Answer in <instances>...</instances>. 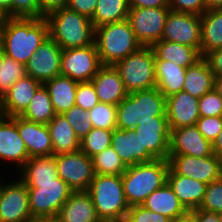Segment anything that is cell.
Here are the masks:
<instances>
[{
  "label": "cell",
  "mask_w": 222,
  "mask_h": 222,
  "mask_svg": "<svg viewBox=\"0 0 222 222\" xmlns=\"http://www.w3.org/2000/svg\"><path fill=\"white\" fill-rule=\"evenodd\" d=\"M199 209L215 213L222 212V178L207 184Z\"/></svg>",
  "instance_id": "60d3db41"
},
{
  "label": "cell",
  "mask_w": 222,
  "mask_h": 222,
  "mask_svg": "<svg viewBox=\"0 0 222 222\" xmlns=\"http://www.w3.org/2000/svg\"><path fill=\"white\" fill-rule=\"evenodd\" d=\"M57 218L59 222H102L87 191L73 192L63 204Z\"/></svg>",
  "instance_id": "cb8c5ba5"
},
{
  "label": "cell",
  "mask_w": 222,
  "mask_h": 222,
  "mask_svg": "<svg viewBox=\"0 0 222 222\" xmlns=\"http://www.w3.org/2000/svg\"><path fill=\"white\" fill-rule=\"evenodd\" d=\"M138 122L134 130L142 143V163L155 159L168 160L170 128L167 116H154Z\"/></svg>",
  "instance_id": "30bf717a"
},
{
  "label": "cell",
  "mask_w": 222,
  "mask_h": 222,
  "mask_svg": "<svg viewBox=\"0 0 222 222\" xmlns=\"http://www.w3.org/2000/svg\"><path fill=\"white\" fill-rule=\"evenodd\" d=\"M165 215L155 213L141 205L131 206L126 213L124 222H170Z\"/></svg>",
  "instance_id": "ee69618b"
},
{
  "label": "cell",
  "mask_w": 222,
  "mask_h": 222,
  "mask_svg": "<svg viewBox=\"0 0 222 222\" xmlns=\"http://www.w3.org/2000/svg\"><path fill=\"white\" fill-rule=\"evenodd\" d=\"M141 206L155 213L165 215L172 221L189 213L180 203L167 182L153 191Z\"/></svg>",
  "instance_id": "d4e9b609"
},
{
  "label": "cell",
  "mask_w": 222,
  "mask_h": 222,
  "mask_svg": "<svg viewBox=\"0 0 222 222\" xmlns=\"http://www.w3.org/2000/svg\"><path fill=\"white\" fill-rule=\"evenodd\" d=\"M118 70L128 94L156 87L155 53L152 47H141L117 62Z\"/></svg>",
  "instance_id": "52a82bcc"
},
{
  "label": "cell",
  "mask_w": 222,
  "mask_h": 222,
  "mask_svg": "<svg viewBox=\"0 0 222 222\" xmlns=\"http://www.w3.org/2000/svg\"><path fill=\"white\" fill-rule=\"evenodd\" d=\"M26 75L25 65L0 51V99L11 86Z\"/></svg>",
  "instance_id": "d590c367"
},
{
  "label": "cell",
  "mask_w": 222,
  "mask_h": 222,
  "mask_svg": "<svg viewBox=\"0 0 222 222\" xmlns=\"http://www.w3.org/2000/svg\"><path fill=\"white\" fill-rule=\"evenodd\" d=\"M167 183L188 212L200 207L206 193V183L177 175L171 168L167 174Z\"/></svg>",
  "instance_id": "603a6c76"
},
{
  "label": "cell",
  "mask_w": 222,
  "mask_h": 222,
  "mask_svg": "<svg viewBox=\"0 0 222 222\" xmlns=\"http://www.w3.org/2000/svg\"><path fill=\"white\" fill-rule=\"evenodd\" d=\"M172 222H195V221H194L193 216L190 213H188L186 216L177 218L173 220Z\"/></svg>",
  "instance_id": "94428289"
},
{
  "label": "cell",
  "mask_w": 222,
  "mask_h": 222,
  "mask_svg": "<svg viewBox=\"0 0 222 222\" xmlns=\"http://www.w3.org/2000/svg\"><path fill=\"white\" fill-rule=\"evenodd\" d=\"M78 83L64 75H58L44 83L56 114H64L75 105Z\"/></svg>",
  "instance_id": "4316f807"
},
{
  "label": "cell",
  "mask_w": 222,
  "mask_h": 222,
  "mask_svg": "<svg viewBox=\"0 0 222 222\" xmlns=\"http://www.w3.org/2000/svg\"><path fill=\"white\" fill-rule=\"evenodd\" d=\"M185 67L166 60H155L156 88L167 98L182 91Z\"/></svg>",
  "instance_id": "83f0119b"
},
{
  "label": "cell",
  "mask_w": 222,
  "mask_h": 222,
  "mask_svg": "<svg viewBox=\"0 0 222 222\" xmlns=\"http://www.w3.org/2000/svg\"><path fill=\"white\" fill-rule=\"evenodd\" d=\"M199 99L180 91L166 98V116L169 128L194 126L200 118Z\"/></svg>",
  "instance_id": "d6986e66"
},
{
  "label": "cell",
  "mask_w": 222,
  "mask_h": 222,
  "mask_svg": "<svg viewBox=\"0 0 222 222\" xmlns=\"http://www.w3.org/2000/svg\"><path fill=\"white\" fill-rule=\"evenodd\" d=\"M213 154L212 143L203 137L195 125L170 130L168 156L189 155L201 158Z\"/></svg>",
  "instance_id": "ac0fdd59"
},
{
  "label": "cell",
  "mask_w": 222,
  "mask_h": 222,
  "mask_svg": "<svg viewBox=\"0 0 222 222\" xmlns=\"http://www.w3.org/2000/svg\"><path fill=\"white\" fill-rule=\"evenodd\" d=\"M63 49L49 36L25 64L26 75L44 84L61 75V54Z\"/></svg>",
  "instance_id": "e0dca14e"
},
{
  "label": "cell",
  "mask_w": 222,
  "mask_h": 222,
  "mask_svg": "<svg viewBox=\"0 0 222 222\" xmlns=\"http://www.w3.org/2000/svg\"><path fill=\"white\" fill-rule=\"evenodd\" d=\"M28 222H59L57 216L51 217H34L30 219Z\"/></svg>",
  "instance_id": "9f6ffc18"
},
{
  "label": "cell",
  "mask_w": 222,
  "mask_h": 222,
  "mask_svg": "<svg viewBox=\"0 0 222 222\" xmlns=\"http://www.w3.org/2000/svg\"><path fill=\"white\" fill-rule=\"evenodd\" d=\"M206 10L222 8V0H205Z\"/></svg>",
  "instance_id": "11a10c76"
},
{
  "label": "cell",
  "mask_w": 222,
  "mask_h": 222,
  "mask_svg": "<svg viewBox=\"0 0 222 222\" xmlns=\"http://www.w3.org/2000/svg\"><path fill=\"white\" fill-rule=\"evenodd\" d=\"M7 18H8V16H7L6 12L2 8H0V34H1L2 30L4 29V25H5Z\"/></svg>",
  "instance_id": "91938a15"
},
{
  "label": "cell",
  "mask_w": 222,
  "mask_h": 222,
  "mask_svg": "<svg viewBox=\"0 0 222 222\" xmlns=\"http://www.w3.org/2000/svg\"><path fill=\"white\" fill-rule=\"evenodd\" d=\"M69 0H39L40 18L46 17L51 12L67 8Z\"/></svg>",
  "instance_id": "f907efd6"
},
{
  "label": "cell",
  "mask_w": 222,
  "mask_h": 222,
  "mask_svg": "<svg viewBox=\"0 0 222 222\" xmlns=\"http://www.w3.org/2000/svg\"><path fill=\"white\" fill-rule=\"evenodd\" d=\"M15 175L23 182L54 181L58 177L55 155L31 157Z\"/></svg>",
  "instance_id": "d6a6232c"
},
{
  "label": "cell",
  "mask_w": 222,
  "mask_h": 222,
  "mask_svg": "<svg viewBox=\"0 0 222 222\" xmlns=\"http://www.w3.org/2000/svg\"><path fill=\"white\" fill-rule=\"evenodd\" d=\"M90 82L102 103L117 106L128 95L120 74L113 65H102Z\"/></svg>",
  "instance_id": "7402d4cb"
},
{
  "label": "cell",
  "mask_w": 222,
  "mask_h": 222,
  "mask_svg": "<svg viewBox=\"0 0 222 222\" xmlns=\"http://www.w3.org/2000/svg\"><path fill=\"white\" fill-rule=\"evenodd\" d=\"M57 174L73 192L88 191L95 172L93 160L81 150L55 155Z\"/></svg>",
  "instance_id": "4fadbf2b"
},
{
  "label": "cell",
  "mask_w": 222,
  "mask_h": 222,
  "mask_svg": "<svg viewBox=\"0 0 222 222\" xmlns=\"http://www.w3.org/2000/svg\"><path fill=\"white\" fill-rule=\"evenodd\" d=\"M55 115L48 90L42 84L20 116L28 121L48 124Z\"/></svg>",
  "instance_id": "e575fe53"
},
{
  "label": "cell",
  "mask_w": 222,
  "mask_h": 222,
  "mask_svg": "<svg viewBox=\"0 0 222 222\" xmlns=\"http://www.w3.org/2000/svg\"><path fill=\"white\" fill-rule=\"evenodd\" d=\"M1 172H0V190H1V187H2V176H1Z\"/></svg>",
  "instance_id": "be15d7a7"
},
{
  "label": "cell",
  "mask_w": 222,
  "mask_h": 222,
  "mask_svg": "<svg viewBox=\"0 0 222 222\" xmlns=\"http://www.w3.org/2000/svg\"><path fill=\"white\" fill-rule=\"evenodd\" d=\"M69 121L76 136L81 141L91 130L92 124L88 111L83 110L81 107L74 105L64 113Z\"/></svg>",
  "instance_id": "ab89813d"
},
{
  "label": "cell",
  "mask_w": 222,
  "mask_h": 222,
  "mask_svg": "<svg viewBox=\"0 0 222 222\" xmlns=\"http://www.w3.org/2000/svg\"><path fill=\"white\" fill-rule=\"evenodd\" d=\"M195 126L206 140L213 143L221 131L222 116L200 117Z\"/></svg>",
  "instance_id": "bcb514c9"
},
{
  "label": "cell",
  "mask_w": 222,
  "mask_h": 222,
  "mask_svg": "<svg viewBox=\"0 0 222 222\" xmlns=\"http://www.w3.org/2000/svg\"><path fill=\"white\" fill-rule=\"evenodd\" d=\"M49 36L64 50L94 43L95 28L91 19L68 8L55 10L46 17Z\"/></svg>",
  "instance_id": "7a4b0ae2"
},
{
  "label": "cell",
  "mask_w": 222,
  "mask_h": 222,
  "mask_svg": "<svg viewBox=\"0 0 222 222\" xmlns=\"http://www.w3.org/2000/svg\"><path fill=\"white\" fill-rule=\"evenodd\" d=\"M94 42L102 65L114 66L142 47L127 19L96 27Z\"/></svg>",
  "instance_id": "5b68a950"
},
{
  "label": "cell",
  "mask_w": 222,
  "mask_h": 222,
  "mask_svg": "<svg viewBox=\"0 0 222 222\" xmlns=\"http://www.w3.org/2000/svg\"><path fill=\"white\" fill-rule=\"evenodd\" d=\"M0 8H2L8 17H11V0H0Z\"/></svg>",
  "instance_id": "6f0895ef"
},
{
  "label": "cell",
  "mask_w": 222,
  "mask_h": 222,
  "mask_svg": "<svg viewBox=\"0 0 222 222\" xmlns=\"http://www.w3.org/2000/svg\"><path fill=\"white\" fill-rule=\"evenodd\" d=\"M152 49L155 53V60L172 61L185 68L194 65L202 58L195 48L166 40L155 43Z\"/></svg>",
  "instance_id": "1f68e13d"
},
{
  "label": "cell",
  "mask_w": 222,
  "mask_h": 222,
  "mask_svg": "<svg viewBox=\"0 0 222 222\" xmlns=\"http://www.w3.org/2000/svg\"><path fill=\"white\" fill-rule=\"evenodd\" d=\"M200 117L222 116V96L214 89L199 98Z\"/></svg>",
  "instance_id": "b9f144b4"
},
{
  "label": "cell",
  "mask_w": 222,
  "mask_h": 222,
  "mask_svg": "<svg viewBox=\"0 0 222 222\" xmlns=\"http://www.w3.org/2000/svg\"><path fill=\"white\" fill-rule=\"evenodd\" d=\"M170 165L165 159L127 166L122 175L124 194L129 206L142 205L145 199L167 182Z\"/></svg>",
  "instance_id": "3957f363"
},
{
  "label": "cell",
  "mask_w": 222,
  "mask_h": 222,
  "mask_svg": "<svg viewBox=\"0 0 222 222\" xmlns=\"http://www.w3.org/2000/svg\"><path fill=\"white\" fill-rule=\"evenodd\" d=\"M28 186L32 218L57 216L73 190L60 178L46 182H24Z\"/></svg>",
  "instance_id": "ba28073f"
},
{
  "label": "cell",
  "mask_w": 222,
  "mask_h": 222,
  "mask_svg": "<svg viewBox=\"0 0 222 222\" xmlns=\"http://www.w3.org/2000/svg\"><path fill=\"white\" fill-rule=\"evenodd\" d=\"M161 40L190 46L200 53V15L170 11L166 19Z\"/></svg>",
  "instance_id": "2e32d148"
},
{
  "label": "cell",
  "mask_w": 222,
  "mask_h": 222,
  "mask_svg": "<svg viewBox=\"0 0 222 222\" xmlns=\"http://www.w3.org/2000/svg\"><path fill=\"white\" fill-rule=\"evenodd\" d=\"M214 90L222 96V77H215Z\"/></svg>",
  "instance_id": "680465c9"
},
{
  "label": "cell",
  "mask_w": 222,
  "mask_h": 222,
  "mask_svg": "<svg viewBox=\"0 0 222 222\" xmlns=\"http://www.w3.org/2000/svg\"><path fill=\"white\" fill-rule=\"evenodd\" d=\"M218 220H219V222H222V212L218 213Z\"/></svg>",
  "instance_id": "6125c7cd"
},
{
  "label": "cell",
  "mask_w": 222,
  "mask_h": 222,
  "mask_svg": "<svg viewBox=\"0 0 222 222\" xmlns=\"http://www.w3.org/2000/svg\"><path fill=\"white\" fill-rule=\"evenodd\" d=\"M99 102V98L91 82L78 83L75 95L76 106L81 107L85 111H89Z\"/></svg>",
  "instance_id": "7bdbcfd3"
},
{
  "label": "cell",
  "mask_w": 222,
  "mask_h": 222,
  "mask_svg": "<svg viewBox=\"0 0 222 222\" xmlns=\"http://www.w3.org/2000/svg\"><path fill=\"white\" fill-rule=\"evenodd\" d=\"M111 147L126 166L142 163V143L134 129H114Z\"/></svg>",
  "instance_id": "f1b7e54d"
},
{
  "label": "cell",
  "mask_w": 222,
  "mask_h": 222,
  "mask_svg": "<svg viewBox=\"0 0 222 222\" xmlns=\"http://www.w3.org/2000/svg\"><path fill=\"white\" fill-rule=\"evenodd\" d=\"M96 6L97 0H69L67 8L91 19Z\"/></svg>",
  "instance_id": "c3c4849f"
},
{
  "label": "cell",
  "mask_w": 222,
  "mask_h": 222,
  "mask_svg": "<svg viewBox=\"0 0 222 222\" xmlns=\"http://www.w3.org/2000/svg\"><path fill=\"white\" fill-rule=\"evenodd\" d=\"M171 11L202 15L206 11L205 0H168Z\"/></svg>",
  "instance_id": "7dc6e473"
},
{
  "label": "cell",
  "mask_w": 222,
  "mask_h": 222,
  "mask_svg": "<svg viewBox=\"0 0 222 222\" xmlns=\"http://www.w3.org/2000/svg\"><path fill=\"white\" fill-rule=\"evenodd\" d=\"M195 222H219L218 213L210 212L206 210L196 209L189 212Z\"/></svg>",
  "instance_id": "f5cc1de1"
},
{
  "label": "cell",
  "mask_w": 222,
  "mask_h": 222,
  "mask_svg": "<svg viewBox=\"0 0 222 222\" xmlns=\"http://www.w3.org/2000/svg\"><path fill=\"white\" fill-rule=\"evenodd\" d=\"M28 159V151L17 130V116L0 115V166L6 168H0V172L7 176L8 172L15 174Z\"/></svg>",
  "instance_id": "8fae6325"
},
{
  "label": "cell",
  "mask_w": 222,
  "mask_h": 222,
  "mask_svg": "<svg viewBox=\"0 0 222 222\" xmlns=\"http://www.w3.org/2000/svg\"><path fill=\"white\" fill-rule=\"evenodd\" d=\"M129 8L169 7L168 0H128Z\"/></svg>",
  "instance_id": "816d5d0a"
},
{
  "label": "cell",
  "mask_w": 222,
  "mask_h": 222,
  "mask_svg": "<svg viewBox=\"0 0 222 222\" xmlns=\"http://www.w3.org/2000/svg\"><path fill=\"white\" fill-rule=\"evenodd\" d=\"M170 11L169 7L129 8L127 20L143 47H152L161 40Z\"/></svg>",
  "instance_id": "7c38bea8"
},
{
  "label": "cell",
  "mask_w": 222,
  "mask_h": 222,
  "mask_svg": "<svg viewBox=\"0 0 222 222\" xmlns=\"http://www.w3.org/2000/svg\"><path fill=\"white\" fill-rule=\"evenodd\" d=\"M154 116H166V97L156 87L130 93L117 105V129H135Z\"/></svg>",
  "instance_id": "8992f818"
},
{
  "label": "cell",
  "mask_w": 222,
  "mask_h": 222,
  "mask_svg": "<svg viewBox=\"0 0 222 222\" xmlns=\"http://www.w3.org/2000/svg\"><path fill=\"white\" fill-rule=\"evenodd\" d=\"M47 126L52 139L53 155L80 150V140L64 114H56Z\"/></svg>",
  "instance_id": "484cf974"
},
{
  "label": "cell",
  "mask_w": 222,
  "mask_h": 222,
  "mask_svg": "<svg viewBox=\"0 0 222 222\" xmlns=\"http://www.w3.org/2000/svg\"><path fill=\"white\" fill-rule=\"evenodd\" d=\"M168 161L177 175L206 184L222 178V158L215 154L201 158L189 155L168 156Z\"/></svg>",
  "instance_id": "9a60e30c"
},
{
  "label": "cell",
  "mask_w": 222,
  "mask_h": 222,
  "mask_svg": "<svg viewBox=\"0 0 222 222\" xmlns=\"http://www.w3.org/2000/svg\"><path fill=\"white\" fill-rule=\"evenodd\" d=\"M213 153L222 158V126L219 135L212 143Z\"/></svg>",
  "instance_id": "db71d44e"
},
{
  "label": "cell",
  "mask_w": 222,
  "mask_h": 222,
  "mask_svg": "<svg viewBox=\"0 0 222 222\" xmlns=\"http://www.w3.org/2000/svg\"><path fill=\"white\" fill-rule=\"evenodd\" d=\"M11 17L40 18L39 0H11Z\"/></svg>",
  "instance_id": "f6af8a7d"
},
{
  "label": "cell",
  "mask_w": 222,
  "mask_h": 222,
  "mask_svg": "<svg viewBox=\"0 0 222 222\" xmlns=\"http://www.w3.org/2000/svg\"><path fill=\"white\" fill-rule=\"evenodd\" d=\"M102 222H123L130 206L126 201L122 176L95 174L87 191Z\"/></svg>",
  "instance_id": "277c9868"
},
{
  "label": "cell",
  "mask_w": 222,
  "mask_h": 222,
  "mask_svg": "<svg viewBox=\"0 0 222 222\" xmlns=\"http://www.w3.org/2000/svg\"><path fill=\"white\" fill-rule=\"evenodd\" d=\"M102 66L95 42L92 45L64 49L61 54V75L79 83L90 82Z\"/></svg>",
  "instance_id": "5bb4252c"
},
{
  "label": "cell",
  "mask_w": 222,
  "mask_h": 222,
  "mask_svg": "<svg viewBox=\"0 0 222 222\" xmlns=\"http://www.w3.org/2000/svg\"><path fill=\"white\" fill-rule=\"evenodd\" d=\"M215 76L207 61L202 57L194 65L187 67L182 91L195 98H201L214 89Z\"/></svg>",
  "instance_id": "f546056e"
},
{
  "label": "cell",
  "mask_w": 222,
  "mask_h": 222,
  "mask_svg": "<svg viewBox=\"0 0 222 222\" xmlns=\"http://www.w3.org/2000/svg\"><path fill=\"white\" fill-rule=\"evenodd\" d=\"M95 174L122 176L127 166L110 146L92 157Z\"/></svg>",
  "instance_id": "8d00e7d4"
},
{
  "label": "cell",
  "mask_w": 222,
  "mask_h": 222,
  "mask_svg": "<svg viewBox=\"0 0 222 222\" xmlns=\"http://www.w3.org/2000/svg\"><path fill=\"white\" fill-rule=\"evenodd\" d=\"M17 130L24 141L29 158L53 155L52 139L47 124L17 116Z\"/></svg>",
  "instance_id": "44dd1931"
},
{
  "label": "cell",
  "mask_w": 222,
  "mask_h": 222,
  "mask_svg": "<svg viewBox=\"0 0 222 222\" xmlns=\"http://www.w3.org/2000/svg\"><path fill=\"white\" fill-rule=\"evenodd\" d=\"M129 13L128 0H97L96 10L91 18L94 26L126 20Z\"/></svg>",
  "instance_id": "836d02e7"
},
{
  "label": "cell",
  "mask_w": 222,
  "mask_h": 222,
  "mask_svg": "<svg viewBox=\"0 0 222 222\" xmlns=\"http://www.w3.org/2000/svg\"><path fill=\"white\" fill-rule=\"evenodd\" d=\"M215 77H222V48L212 50L203 57Z\"/></svg>",
  "instance_id": "681fc988"
},
{
  "label": "cell",
  "mask_w": 222,
  "mask_h": 222,
  "mask_svg": "<svg viewBox=\"0 0 222 222\" xmlns=\"http://www.w3.org/2000/svg\"><path fill=\"white\" fill-rule=\"evenodd\" d=\"M113 131L92 128L80 141V150L90 158L111 146Z\"/></svg>",
  "instance_id": "74e56055"
},
{
  "label": "cell",
  "mask_w": 222,
  "mask_h": 222,
  "mask_svg": "<svg viewBox=\"0 0 222 222\" xmlns=\"http://www.w3.org/2000/svg\"><path fill=\"white\" fill-rule=\"evenodd\" d=\"M117 106L99 102L88 111L93 128L113 131L117 128Z\"/></svg>",
  "instance_id": "f35d334b"
},
{
  "label": "cell",
  "mask_w": 222,
  "mask_h": 222,
  "mask_svg": "<svg viewBox=\"0 0 222 222\" xmlns=\"http://www.w3.org/2000/svg\"><path fill=\"white\" fill-rule=\"evenodd\" d=\"M48 37L45 17H8L0 34V48L6 56L25 65Z\"/></svg>",
  "instance_id": "6da1fadb"
},
{
  "label": "cell",
  "mask_w": 222,
  "mask_h": 222,
  "mask_svg": "<svg viewBox=\"0 0 222 222\" xmlns=\"http://www.w3.org/2000/svg\"><path fill=\"white\" fill-rule=\"evenodd\" d=\"M9 175L2 173L0 222H28L32 219L28 186L15 174Z\"/></svg>",
  "instance_id": "9c48e42d"
},
{
  "label": "cell",
  "mask_w": 222,
  "mask_h": 222,
  "mask_svg": "<svg viewBox=\"0 0 222 222\" xmlns=\"http://www.w3.org/2000/svg\"><path fill=\"white\" fill-rule=\"evenodd\" d=\"M200 55L222 48V8L206 10L201 16Z\"/></svg>",
  "instance_id": "4dcf8cb0"
},
{
  "label": "cell",
  "mask_w": 222,
  "mask_h": 222,
  "mask_svg": "<svg viewBox=\"0 0 222 222\" xmlns=\"http://www.w3.org/2000/svg\"><path fill=\"white\" fill-rule=\"evenodd\" d=\"M41 85L42 83L28 75L17 80L0 99V115L7 117L20 116Z\"/></svg>",
  "instance_id": "ffe728a7"
}]
</instances>
